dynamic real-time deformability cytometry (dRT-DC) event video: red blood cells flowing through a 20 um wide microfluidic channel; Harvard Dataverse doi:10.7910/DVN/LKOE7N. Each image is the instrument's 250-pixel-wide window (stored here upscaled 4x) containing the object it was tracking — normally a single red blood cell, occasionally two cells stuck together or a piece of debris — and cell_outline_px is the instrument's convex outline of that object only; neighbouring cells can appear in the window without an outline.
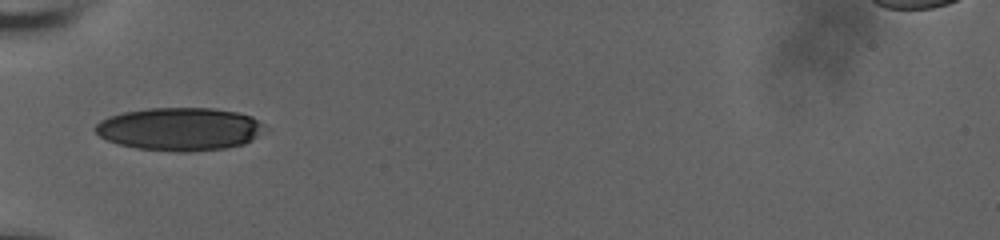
{"species": "human", "species_latin": "Homo sapiens", "temperature_condition": "room temperature", "stored_images_in_passage": 23, "camera_frame_rate_fps": 3000, "um_per_image_px": 0.085, "donor": {"sex": "male"}, "frame": {"image": 1, "passage_image": 1, "time_ms": 0.0, "image_size_px": [1000, 240], "cell_outline_px": [[268, 128], [252, 140], [244, 144], [224, 148], [192, 152], [176, 152], [136, 148], [120, 144], [108, 140], [100, 136], [96, 132], [96, 124], [100, 120], [108, 116], [124, 112], [148, 108], [212, 108], [236, 112], [252, 116], [264, 124]], "centroid_in_image_um": [15.31, 10.97], "position_along_channel_um": 69.7, "area_um2": 42.6}}
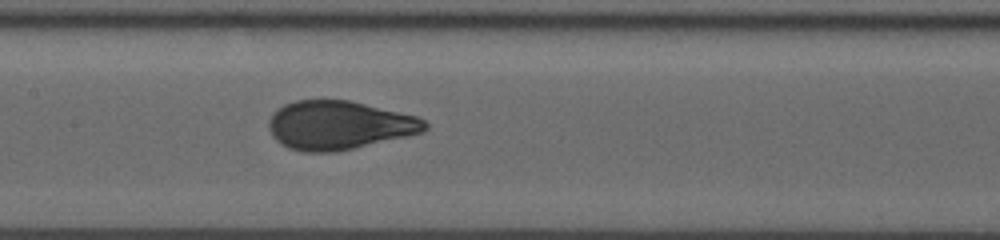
{"frame": {"image": 2, "passage_image": 10, "time_ms": 3.0, "image_size_px": [1000, 240], "cell_outline_px": [[428, 128], [424, 132], [408, 136], [336, 152], [304, 152], [288, 148], [280, 144], [272, 136], [268, 128], [268, 120], [284, 104], [296, 100], [352, 100], [416, 116], [424, 120], [428, 124]], "centroid_in_image_um": [28.82, 10.65], "position_along_channel_um": 178.6, "area_um2": 44.45}}
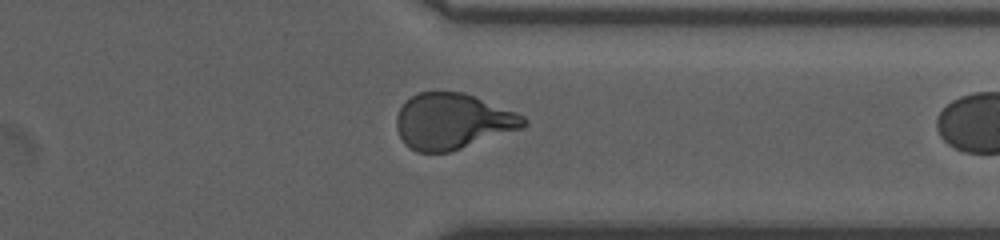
{"frame": {"image": 3, "passage_image": 22, "time_ms": 7.0, "image_size_px": [1000, 240], "cell_outline_px": [[528, 124], [520, 128], [452, 152], [416, 152], [404, 144], [396, 128], [396, 116], [404, 100], [416, 92], [464, 92], [516, 112], [524, 116], [528, 120]], "centroid_in_image_um": [38.43, 10.31], "position_along_channel_um": 373.0, "area_um2": 41.5}}